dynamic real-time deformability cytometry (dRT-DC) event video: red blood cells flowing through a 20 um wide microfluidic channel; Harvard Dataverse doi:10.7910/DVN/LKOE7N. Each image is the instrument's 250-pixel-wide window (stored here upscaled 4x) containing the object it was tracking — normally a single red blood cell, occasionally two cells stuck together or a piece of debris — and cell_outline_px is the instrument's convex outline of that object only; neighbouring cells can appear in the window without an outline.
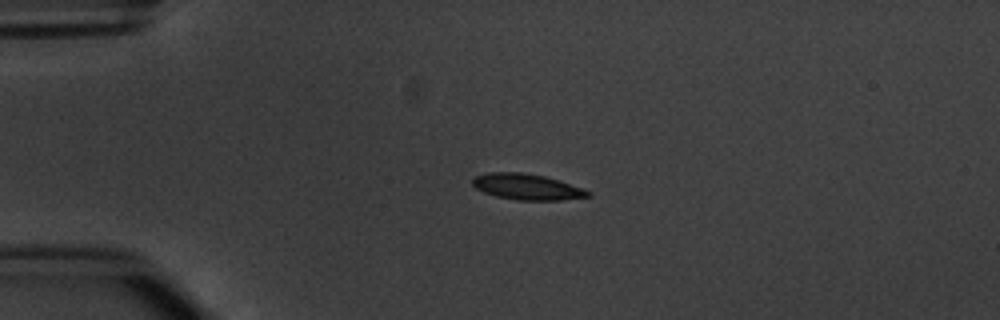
{"species": "common noctule bat (a hibernating species)", "species_latin": "Nyctalus noctula", "temperature_condition": "warm", "stored_images_in_passage": 5, "camera_frame_rate_fps": 3000, "um_per_image_px": 0.085, "animal": {"sex": "male", "body_mass_g": 20.1, "forearm_length_mm": 53.5}, "frame": {"image": 1, "passage_image": 4, "time_ms": 3.667, "image_size_px": [1000, 320], "cell_outline_px": [[592, 196], [560, 200], [516, 200], [496, 196], [484, 192], [476, 188], [472, 184], [472, 180], [476, 176], [488, 172], [520, 172], [544, 176], [592, 192]], "centroid_in_image_um": [44.76, 15.88], "position_along_channel_um": 40.2, "area_um2": 17.17}}